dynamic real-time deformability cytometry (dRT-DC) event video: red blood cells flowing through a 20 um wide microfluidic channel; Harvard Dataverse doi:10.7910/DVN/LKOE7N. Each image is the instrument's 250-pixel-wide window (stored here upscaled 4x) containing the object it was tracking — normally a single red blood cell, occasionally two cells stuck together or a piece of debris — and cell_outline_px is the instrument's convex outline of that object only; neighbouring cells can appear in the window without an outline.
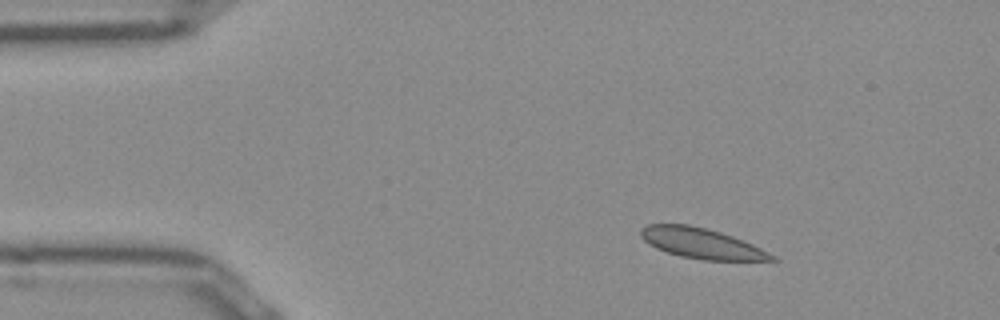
{"species": "Egyptian fruit bat (a non-hibernating species)", "species_latin": "Rousettus aegyptiacus", "temperature_condition": "room temperature", "stored_images_in_passage": 45, "camera_frame_rate_fps": 3000, "um_per_image_px": 0.085, "frame": {"image": 1, "passage_image": 1, "time_ms": 0.0, "image_size_px": [1000, 320], "cell_outline_px": [[780, 260], [704, 260], [680, 256], [656, 248], [644, 240], [640, 236], [640, 228], [648, 224], [688, 224], [708, 228], [732, 236], [752, 244], [776, 256]], "centroid_in_image_um": [59.61, 20.67], "position_along_channel_um": 25.4, "area_um2": 23.06}}
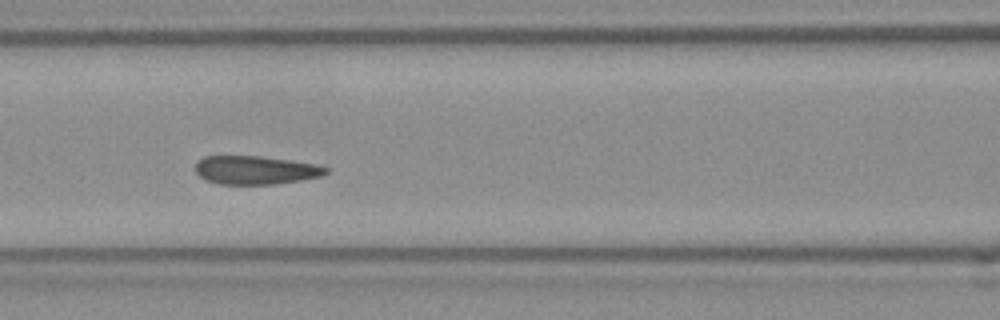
{"frame": {"image": 2, "passage_image": 15, "time_ms": 4.667, "image_size_px": [1000, 320], "cell_outline_px": [[332, 168], [328, 172], [320, 176], [304, 180], [276, 184], [220, 184], [204, 180], [196, 172], [196, 160], [204, 156], [260, 156], [316, 164]], "centroid_in_image_um": [21.73, 14.46], "position_along_channel_um": 144.9, "area_um2": 21.85}}
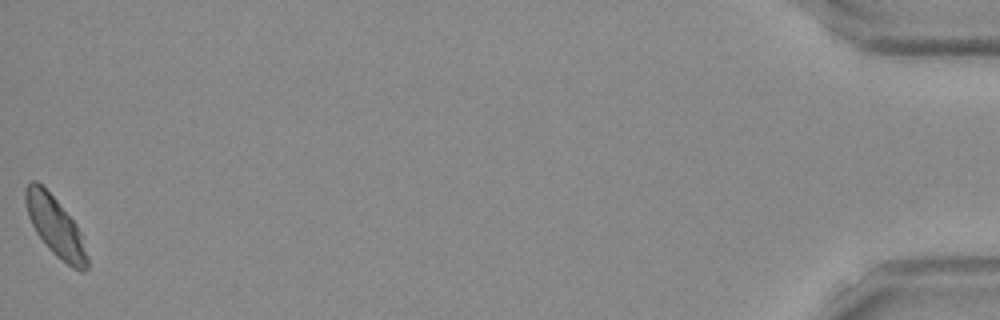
{"frame": {"image": 3, "passage_image": 45, "time_ms": 14.667, "image_size_px": [1000, 320], "cell_outline_px": [[88, 268], [84, 272], [80, 272], [72, 268], [56, 256], [48, 248], [36, 232], [28, 216], [24, 200], [24, 188], [32, 180], [36, 180], [56, 200], [76, 224], [84, 236], [88, 256]], "centroid_in_image_um": [4.74, 19.3], "position_along_channel_um": 430.5, "area_um2": 21.56}}